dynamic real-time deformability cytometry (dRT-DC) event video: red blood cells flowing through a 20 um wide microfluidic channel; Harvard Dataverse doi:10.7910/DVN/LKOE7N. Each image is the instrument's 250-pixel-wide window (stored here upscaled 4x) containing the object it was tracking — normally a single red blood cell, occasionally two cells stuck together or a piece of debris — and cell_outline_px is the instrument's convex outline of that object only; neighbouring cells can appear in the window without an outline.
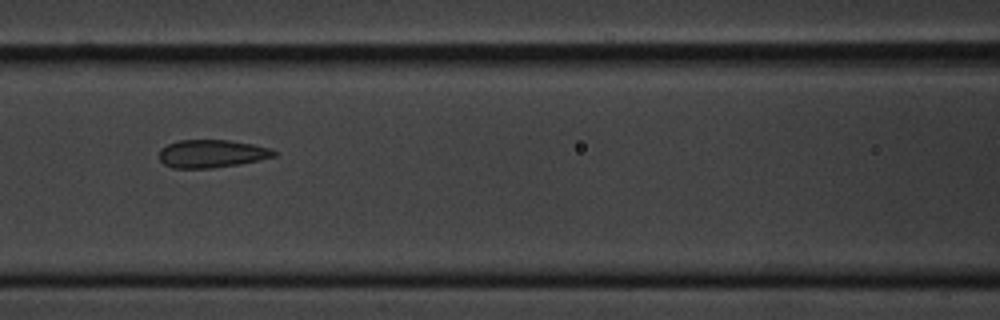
{"species": "common noctule bat (a hibernating species)", "species_latin": "Nyctalus noctula", "temperature_condition": "cold", "stored_images_in_passage": 12, "camera_frame_rate_fps": 3000, "um_per_image_px": 0.085, "animal": {"sex": "male", "body_mass_g": 20.1, "forearm_length_mm": 53.5}, "frame": {"image": 1, "passage_image": 3, "time_ms": 2.333, "image_size_px": [1000, 320], "cell_outline_px": [[276, 156], [240, 164], [212, 168], [172, 168], [164, 164], [160, 160], [160, 148], [168, 144], [180, 140], [228, 140], [252, 144], [272, 148], [276, 152]], "centroid_in_image_um": [18.0, 13.06], "position_along_channel_um": 148.6, "area_um2": 18.67}}
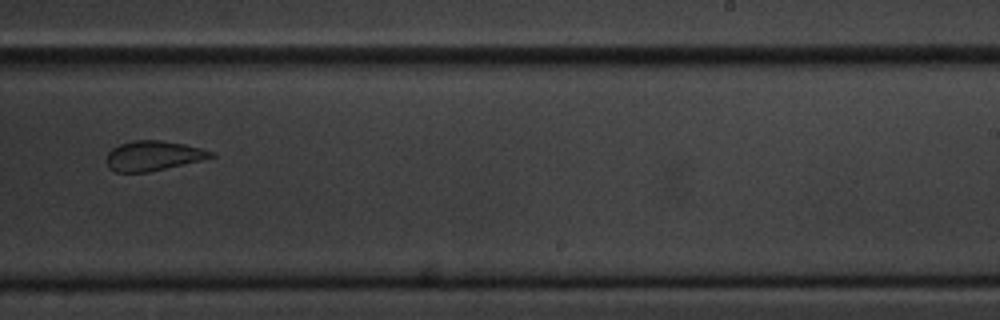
{"frame": {"image": 2, "passage_image": 6, "time_ms": 6.0, "image_size_px": [1000, 320], "cell_outline_px": [[216, 156], [200, 160], [148, 172], [116, 172], [108, 168], [108, 152], [112, 148], [120, 144], [132, 140], [160, 140], [184, 144], [200, 148], [212, 152]], "centroid_in_image_um": [12.99, 13.23], "position_along_channel_um": 276.0, "area_um2": 17.86}}
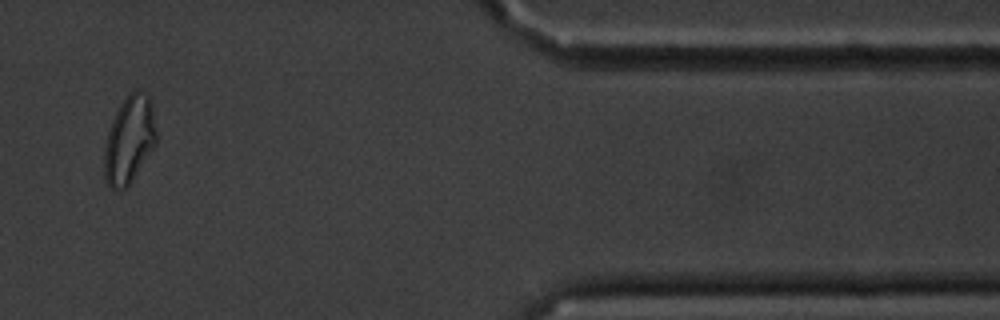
{"frame": {"image": 3, "passage_image": 10, "time_ms": 10.667, "image_size_px": [1000, 320], "cell_outline_px": [[156, 144], [128, 188], [112, 188], [104, 180], [104, 148], [108, 132], [112, 120], [120, 104], [128, 92], [136, 88], [148, 96], [152, 104], [156, 128]], "centroid_in_image_um": [10.99, 11.87], "position_along_channel_um": 400.4, "area_um2": 26.7}}